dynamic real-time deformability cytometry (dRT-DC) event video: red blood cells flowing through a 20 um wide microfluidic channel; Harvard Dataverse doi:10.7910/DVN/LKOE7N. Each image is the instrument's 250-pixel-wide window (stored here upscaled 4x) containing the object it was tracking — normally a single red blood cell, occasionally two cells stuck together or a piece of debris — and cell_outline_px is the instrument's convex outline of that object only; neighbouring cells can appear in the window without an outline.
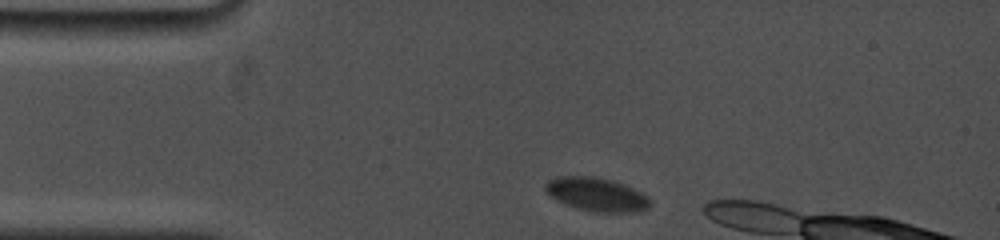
{"species": "common noctule bat (a hibernating species)", "species_latin": "Nyctalus noctula", "temperature_condition": "cold", "stored_images_in_passage": 16, "camera_frame_rate_fps": 5000, "um_per_image_px": 0.085, "animal": {"sex": "female", "body_mass_g": 19.0, "forearm_length_mm": 53.3}, "frame": {"image": 1, "passage_image": 1, "time_ms": 0.0, "image_size_px": [1000, 240], "cell_outline_px": [[652, 204], [648, 208], [640, 212], [596, 212], [564, 204], [556, 200], [544, 188], [544, 184], [548, 180], [556, 176], [596, 176], [612, 180], [624, 184], [648, 196], [652, 200]], "centroid_in_image_um": [50.74, 16.52], "position_along_channel_um": 34.3, "area_um2": 20.63}}
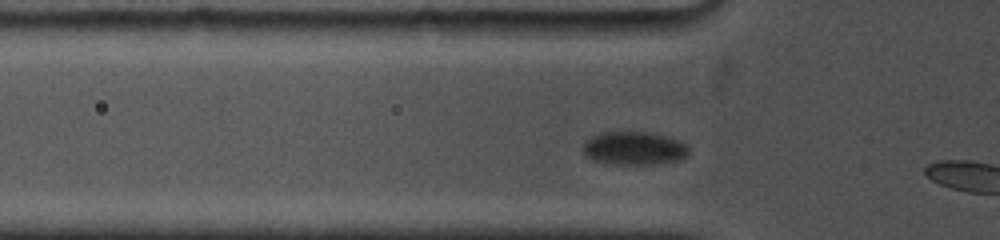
{"frame": {"image": 2, "passage_image": 13, "time_ms": 2.2, "image_size_px": [1000, 240], "cell_outline_px": [[688, 156], [680, 160], [652, 164], [612, 164], [592, 160], [584, 156], [584, 140], [600, 132], [652, 132], [668, 136], [680, 140], [688, 148]], "centroid_in_image_um": [53.89, 12.6], "position_along_channel_um": 71.9, "area_um2": 20.75}}